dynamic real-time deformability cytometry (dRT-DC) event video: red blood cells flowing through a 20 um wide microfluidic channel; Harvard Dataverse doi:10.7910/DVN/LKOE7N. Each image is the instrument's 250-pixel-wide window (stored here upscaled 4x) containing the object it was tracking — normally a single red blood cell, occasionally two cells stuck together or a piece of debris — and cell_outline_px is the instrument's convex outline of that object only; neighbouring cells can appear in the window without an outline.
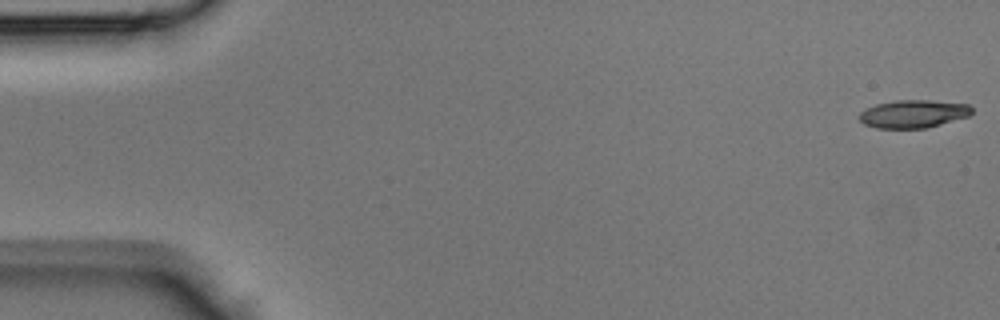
{"species": "Egyptian fruit bat (a non-hibernating species)", "species_latin": "Rousettus aegyptiacus", "temperature_condition": "room temperature", "stored_images_in_passage": 43, "camera_frame_rate_fps": 3000, "um_per_image_px": 0.085, "animal": {"sex": "male"}, "frame": {"image": 1, "passage_image": 1, "time_ms": 0.0, "image_size_px": [1000, 320], "cell_outline_px": [[972, 112], [968, 116], [940, 124], [924, 128], [876, 128], [864, 124], [860, 120], [860, 112], [876, 104], [896, 100], [928, 100], [968, 104], [972, 108]], "centroid_in_image_um": [77.62, 9.67], "position_along_channel_um": 7.4, "area_um2": 18.09}}
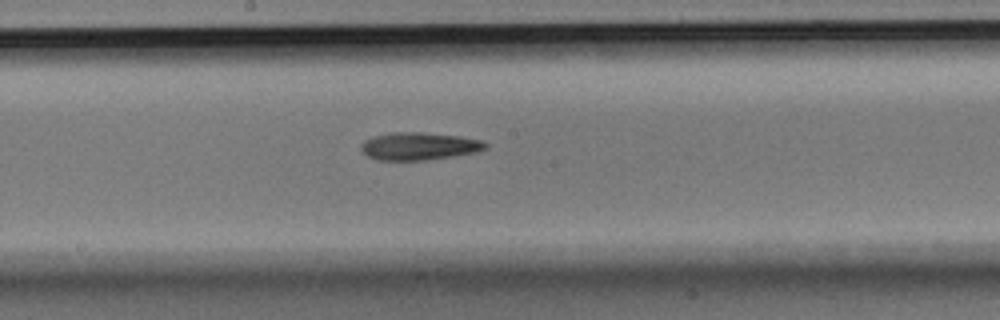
{"frame": {"image": 2, "passage_image": 23, "time_ms": 7.333, "image_size_px": [1000, 320], "cell_outline_px": [[488, 148], [476, 152], [428, 160], [376, 160], [368, 156], [360, 148], [360, 144], [364, 140], [372, 136], [392, 132], [424, 132], [460, 136], [484, 140], [488, 144]], "centroid_in_image_um": [35.63, 12.41], "position_along_channel_um": 212.6, "area_um2": 20.29}}
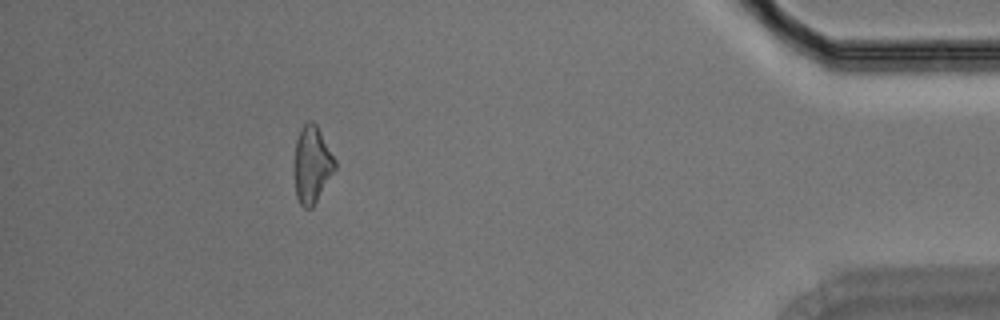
{"frame": {"image": 3, "passage_image": 39, "time_ms": 12.667, "image_size_px": [1000, 320], "cell_outline_px": [[336, 168], [312, 208], [304, 208], [300, 204], [296, 196], [292, 172], [292, 164], [296, 140], [304, 124], [308, 120], [312, 120], [316, 124], [336, 160]], "centroid_in_image_um": [26.47, 14.0], "position_along_channel_um": 408.7, "area_um2": 18.61}}